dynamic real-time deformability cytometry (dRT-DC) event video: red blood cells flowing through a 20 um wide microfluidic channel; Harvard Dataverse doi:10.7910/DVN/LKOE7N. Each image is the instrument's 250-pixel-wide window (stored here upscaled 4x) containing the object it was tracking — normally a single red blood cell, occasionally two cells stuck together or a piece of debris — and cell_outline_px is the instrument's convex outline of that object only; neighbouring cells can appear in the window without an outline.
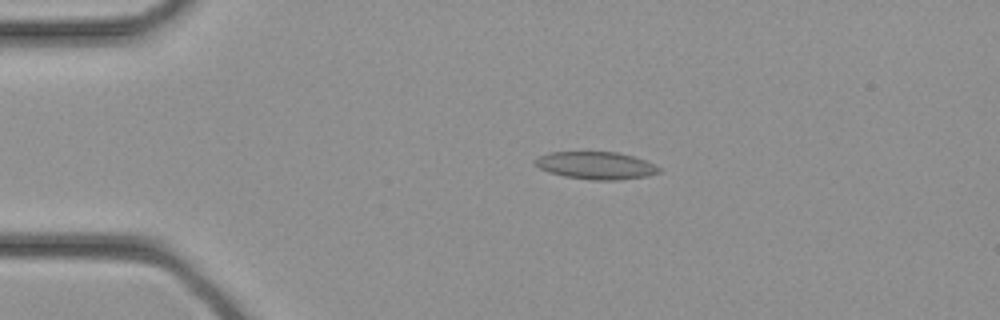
{"species": "common noctule bat (a hibernating species)", "species_latin": "Nyctalus noctula", "temperature_condition": "cold", "stored_images_in_passage": 33, "camera_frame_rate_fps": 3000, "um_per_image_px": 0.085, "animal": {"sex": "female", "body_mass_g": 21.9}, "frame": {"image": 1, "passage_image": 6, "time_ms": 1.667, "image_size_px": [1000, 320], "cell_outline_px": [[664, 168], [660, 172], [648, 176], [616, 180], [592, 180], [564, 176], [548, 172], [540, 168], [532, 160], [548, 152], [620, 152], [656, 164]], "centroid_in_image_um": [50.7, 14.06], "position_along_channel_um": 34.3, "area_um2": 20.0}}
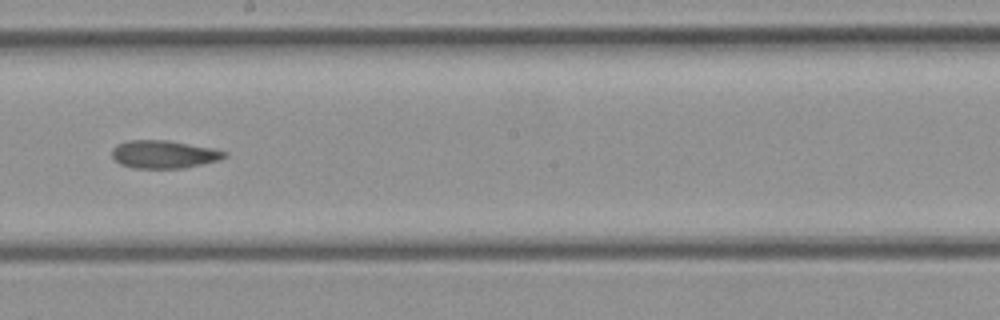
{"frame": {"image": 2, "passage_image": 18, "time_ms": 5.667, "image_size_px": [1000, 320], "cell_outline_px": [[228, 156], [220, 160], [184, 168], [136, 168], [120, 164], [112, 156], [112, 148], [116, 144], [128, 140], [168, 140], [212, 148], [228, 152]], "centroid_in_image_um": [13.94, 13.11], "position_along_channel_um": 234.3, "area_um2": 18.38}}
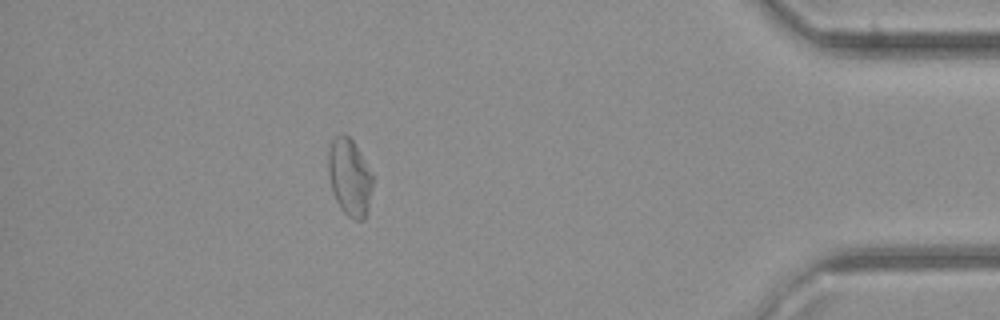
{"frame": {"image": 3, "passage_image": 29, "time_ms": 9.333, "image_size_px": [1000, 320], "cell_outline_px": [[372, 184], [368, 208], [364, 220], [356, 220], [348, 216], [340, 208], [336, 200], [332, 188], [328, 172], [328, 148], [332, 140], [340, 132], [344, 132], [352, 140], [372, 176]], "centroid_in_image_um": [29.68, 15.06], "position_along_channel_um": 405.5, "area_um2": 19.59}}